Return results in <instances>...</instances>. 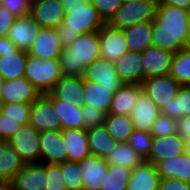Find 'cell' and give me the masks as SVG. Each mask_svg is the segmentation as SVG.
I'll use <instances>...</instances> for the list:
<instances>
[{"instance_id": "obj_5", "label": "cell", "mask_w": 190, "mask_h": 190, "mask_svg": "<svg viewBox=\"0 0 190 190\" xmlns=\"http://www.w3.org/2000/svg\"><path fill=\"white\" fill-rule=\"evenodd\" d=\"M156 6L157 0H132L122 4L107 24L123 30L139 23L152 22Z\"/></svg>"}, {"instance_id": "obj_47", "label": "cell", "mask_w": 190, "mask_h": 190, "mask_svg": "<svg viewBox=\"0 0 190 190\" xmlns=\"http://www.w3.org/2000/svg\"><path fill=\"white\" fill-rule=\"evenodd\" d=\"M16 16L0 5V37L8 36L10 28L14 25Z\"/></svg>"}, {"instance_id": "obj_22", "label": "cell", "mask_w": 190, "mask_h": 190, "mask_svg": "<svg viewBox=\"0 0 190 190\" xmlns=\"http://www.w3.org/2000/svg\"><path fill=\"white\" fill-rule=\"evenodd\" d=\"M52 103L62 129H86L82 113V105L65 99L48 98Z\"/></svg>"}, {"instance_id": "obj_57", "label": "cell", "mask_w": 190, "mask_h": 190, "mask_svg": "<svg viewBox=\"0 0 190 190\" xmlns=\"http://www.w3.org/2000/svg\"><path fill=\"white\" fill-rule=\"evenodd\" d=\"M132 0H120L121 4H126L128 2H131Z\"/></svg>"}, {"instance_id": "obj_37", "label": "cell", "mask_w": 190, "mask_h": 190, "mask_svg": "<svg viewBox=\"0 0 190 190\" xmlns=\"http://www.w3.org/2000/svg\"><path fill=\"white\" fill-rule=\"evenodd\" d=\"M131 170L123 166L108 164L100 190H126Z\"/></svg>"}, {"instance_id": "obj_17", "label": "cell", "mask_w": 190, "mask_h": 190, "mask_svg": "<svg viewBox=\"0 0 190 190\" xmlns=\"http://www.w3.org/2000/svg\"><path fill=\"white\" fill-rule=\"evenodd\" d=\"M83 180V190H100L103 185L108 163L105 159L90 154L78 162Z\"/></svg>"}, {"instance_id": "obj_21", "label": "cell", "mask_w": 190, "mask_h": 190, "mask_svg": "<svg viewBox=\"0 0 190 190\" xmlns=\"http://www.w3.org/2000/svg\"><path fill=\"white\" fill-rule=\"evenodd\" d=\"M83 79L105 87H121L124 84L117 75L115 63L103 58L96 59L86 67Z\"/></svg>"}, {"instance_id": "obj_43", "label": "cell", "mask_w": 190, "mask_h": 190, "mask_svg": "<svg viewBox=\"0 0 190 190\" xmlns=\"http://www.w3.org/2000/svg\"><path fill=\"white\" fill-rule=\"evenodd\" d=\"M47 190H66L60 164H46Z\"/></svg>"}, {"instance_id": "obj_25", "label": "cell", "mask_w": 190, "mask_h": 190, "mask_svg": "<svg viewBox=\"0 0 190 190\" xmlns=\"http://www.w3.org/2000/svg\"><path fill=\"white\" fill-rule=\"evenodd\" d=\"M84 92L83 77H61L52 90L44 94L47 98L65 99L82 105Z\"/></svg>"}, {"instance_id": "obj_19", "label": "cell", "mask_w": 190, "mask_h": 190, "mask_svg": "<svg viewBox=\"0 0 190 190\" xmlns=\"http://www.w3.org/2000/svg\"><path fill=\"white\" fill-rule=\"evenodd\" d=\"M143 52L128 51L115 62L117 75L124 84H142Z\"/></svg>"}, {"instance_id": "obj_18", "label": "cell", "mask_w": 190, "mask_h": 190, "mask_svg": "<svg viewBox=\"0 0 190 190\" xmlns=\"http://www.w3.org/2000/svg\"><path fill=\"white\" fill-rule=\"evenodd\" d=\"M174 53L150 46L143 52L144 80L150 77L165 76L170 72Z\"/></svg>"}, {"instance_id": "obj_41", "label": "cell", "mask_w": 190, "mask_h": 190, "mask_svg": "<svg viewBox=\"0 0 190 190\" xmlns=\"http://www.w3.org/2000/svg\"><path fill=\"white\" fill-rule=\"evenodd\" d=\"M150 133L153 137H165L176 134V119L161 113L153 124Z\"/></svg>"}, {"instance_id": "obj_52", "label": "cell", "mask_w": 190, "mask_h": 190, "mask_svg": "<svg viewBox=\"0 0 190 190\" xmlns=\"http://www.w3.org/2000/svg\"><path fill=\"white\" fill-rule=\"evenodd\" d=\"M60 2L62 4L63 12L66 14L72 8V5L86 4L89 3L90 0H60Z\"/></svg>"}, {"instance_id": "obj_27", "label": "cell", "mask_w": 190, "mask_h": 190, "mask_svg": "<svg viewBox=\"0 0 190 190\" xmlns=\"http://www.w3.org/2000/svg\"><path fill=\"white\" fill-rule=\"evenodd\" d=\"M161 179H178L190 183V155L185 152L156 164Z\"/></svg>"}, {"instance_id": "obj_14", "label": "cell", "mask_w": 190, "mask_h": 190, "mask_svg": "<svg viewBox=\"0 0 190 190\" xmlns=\"http://www.w3.org/2000/svg\"><path fill=\"white\" fill-rule=\"evenodd\" d=\"M40 29L41 27L30 13L18 16L9 30L8 38L16 45V48L28 52Z\"/></svg>"}, {"instance_id": "obj_45", "label": "cell", "mask_w": 190, "mask_h": 190, "mask_svg": "<svg viewBox=\"0 0 190 190\" xmlns=\"http://www.w3.org/2000/svg\"><path fill=\"white\" fill-rule=\"evenodd\" d=\"M32 0H1L0 5L16 17L30 13Z\"/></svg>"}, {"instance_id": "obj_48", "label": "cell", "mask_w": 190, "mask_h": 190, "mask_svg": "<svg viewBox=\"0 0 190 190\" xmlns=\"http://www.w3.org/2000/svg\"><path fill=\"white\" fill-rule=\"evenodd\" d=\"M157 190H190V183L178 179H161Z\"/></svg>"}, {"instance_id": "obj_6", "label": "cell", "mask_w": 190, "mask_h": 190, "mask_svg": "<svg viewBox=\"0 0 190 190\" xmlns=\"http://www.w3.org/2000/svg\"><path fill=\"white\" fill-rule=\"evenodd\" d=\"M25 164H38L41 162L40 132L30 124L22 127L8 139Z\"/></svg>"}, {"instance_id": "obj_56", "label": "cell", "mask_w": 190, "mask_h": 190, "mask_svg": "<svg viewBox=\"0 0 190 190\" xmlns=\"http://www.w3.org/2000/svg\"><path fill=\"white\" fill-rule=\"evenodd\" d=\"M187 16H188V26L190 30V8L187 10Z\"/></svg>"}, {"instance_id": "obj_31", "label": "cell", "mask_w": 190, "mask_h": 190, "mask_svg": "<svg viewBox=\"0 0 190 190\" xmlns=\"http://www.w3.org/2000/svg\"><path fill=\"white\" fill-rule=\"evenodd\" d=\"M87 135L90 153L105 160L118 145L104 125L87 129Z\"/></svg>"}, {"instance_id": "obj_12", "label": "cell", "mask_w": 190, "mask_h": 190, "mask_svg": "<svg viewBox=\"0 0 190 190\" xmlns=\"http://www.w3.org/2000/svg\"><path fill=\"white\" fill-rule=\"evenodd\" d=\"M12 190H47L46 164H26L11 181Z\"/></svg>"}, {"instance_id": "obj_42", "label": "cell", "mask_w": 190, "mask_h": 190, "mask_svg": "<svg viewBox=\"0 0 190 190\" xmlns=\"http://www.w3.org/2000/svg\"><path fill=\"white\" fill-rule=\"evenodd\" d=\"M82 113L86 130L105 123L107 113L96 107L82 105Z\"/></svg>"}, {"instance_id": "obj_7", "label": "cell", "mask_w": 190, "mask_h": 190, "mask_svg": "<svg viewBox=\"0 0 190 190\" xmlns=\"http://www.w3.org/2000/svg\"><path fill=\"white\" fill-rule=\"evenodd\" d=\"M29 124L38 132L62 130L53 103L44 94L31 103Z\"/></svg>"}, {"instance_id": "obj_30", "label": "cell", "mask_w": 190, "mask_h": 190, "mask_svg": "<svg viewBox=\"0 0 190 190\" xmlns=\"http://www.w3.org/2000/svg\"><path fill=\"white\" fill-rule=\"evenodd\" d=\"M26 164L8 141H0V181L11 182Z\"/></svg>"}, {"instance_id": "obj_51", "label": "cell", "mask_w": 190, "mask_h": 190, "mask_svg": "<svg viewBox=\"0 0 190 190\" xmlns=\"http://www.w3.org/2000/svg\"><path fill=\"white\" fill-rule=\"evenodd\" d=\"M16 45L8 38V36L0 37V52L15 51Z\"/></svg>"}, {"instance_id": "obj_2", "label": "cell", "mask_w": 190, "mask_h": 190, "mask_svg": "<svg viewBox=\"0 0 190 190\" xmlns=\"http://www.w3.org/2000/svg\"><path fill=\"white\" fill-rule=\"evenodd\" d=\"M99 58L98 31L80 34L59 56L61 74L63 77H83L86 67Z\"/></svg>"}, {"instance_id": "obj_32", "label": "cell", "mask_w": 190, "mask_h": 190, "mask_svg": "<svg viewBox=\"0 0 190 190\" xmlns=\"http://www.w3.org/2000/svg\"><path fill=\"white\" fill-rule=\"evenodd\" d=\"M129 51L144 52L152 46V22L139 23L123 29Z\"/></svg>"}, {"instance_id": "obj_39", "label": "cell", "mask_w": 190, "mask_h": 190, "mask_svg": "<svg viewBox=\"0 0 190 190\" xmlns=\"http://www.w3.org/2000/svg\"><path fill=\"white\" fill-rule=\"evenodd\" d=\"M31 103H1L0 113L21 125L29 124Z\"/></svg>"}, {"instance_id": "obj_15", "label": "cell", "mask_w": 190, "mask_h": 190, "mask_svg": "<svg viewBox=\"0 0 190 190\" xmlns=\"http://www.w3.org/2000/svg\"><path fill=\"white\" fill-rule=\"evenodd\" d=\"M40 95L26 77L6 80L2 87V103H32Z\"/></svg>"}, {"instance_id": "obj_23", "label": "cell", "mask_w": 190, "mask_h": 190, "mask_svg": "<svg viewBox=\"0 0 190 190\" xmlns=\"http://www.w3.org/2000/svg\"><path fill=\"white\" fill-rule=\"evenodd\" d=\"M120 87H105L101 84L84 80V92L82 105L96 107L108 114L113 94Z\"/></svg>"}, {"instance_id": "obj_28", "label": "cell", "mask_w": 190, "mask_h": 190, "mask_svg": "<svg viewBox=\"0 0 190 190\" xmlns=\"http://www.w3.org/2000/svg\"><path fill=\"white\" fill-rule=\"evenodd\" d=\"M61 133L67 147L69 161L80 162L91 154L86 129H62Z\"/></svg>"}, {"instance_id": "obj_4", "label": "cell", "mask_w": 190, "mask_h": 190, "mask_svg": "<svg viewBox=\"0 0 190 190\" xmlns=\"http://www.w3.org/2000/svg\"><path fill=\"white\" fill-rule=\"evenodd\" d=\"M25 77L41 95L49 93L62 77L59 59L43 60L28 55Z\"/></svg>"}, {"instance_id": "obj_29", "label": "cell", "mask_w": 190, "mask_h": 190, "mask_svg": "<svg viewBox=\"0 0 190 190\" xmlns=\"http://www.w3.org/2000/svg\"><path fill=\"white\" fill-rule=\"evenodd\" d=\"M141 90V84H123L113 94V99L108 113L130 116Z\"/></svg>"}, {"instance_id": "obj_44", "label": "cell", "mask_w": 190, "mask_h": 190, "mask_svg": "<svg viewBox=\"0 0 190 190\" xmlns=\"http://www.w3.org/2000/svg\"><path fill=\"white\" fill-rule=\"evenodd\" d=\"M100 18L107 23L122 5L120 0H90Z\"/></svg>"}, {"instance_id": "obj_10", "label": "cell", "mask_w": 190, "mask_h": 190, "mask_svg": "<svg viewBox=\"0 0 190 190\" xmlns=\"http://www.w3.org/2000/svg\"><path fill=\"white\" fill-rule=\"evenodd\" d=\"M41 164H60L68 160V152L61 131L40 132Z\"/></svg>"}, {"instance_id": "obj_34", "label": "cell", "mask_w": 190, "mask_h": 190, "mask_svg": "<svg viewBox=\"0 0 190 190\" xmlns=\"http://www.w3.org/2000/svg\"><path fill=\"white\" fill-rule=\"evenodd\" d=\"M106 161L108 164L119 165L132 170L136 166L141 165L145 159L128 142H121L118 143Z\"/></svg>"}, {"instance_id": "obj_1", "label": "cell", "mask_w": 190, "mask_h": 190, "mask_svg": "<svg viewBox=\"0 0 190 190\" xmlns=\"http://www.w3.org/2000/svg\"><path fill=\"white\" fill-rule=\"evenodd\" d=\"M152 43L172 53L190 47L187 10L157 5L152 21Z\"/></svg>"}, {"instance_id": "obj_40", "label": "cell", "mask_w": 190, "mask_h": 190, "mask_svg": "<svg viewBox=\"0 0 190 190\" xmlns=\"http://www.w3.org/2000/svg\"><path fill=\"white\" fill-rule=\"evenodd\" d=\"M153 136L146 131L134 130L129 137L128 144L137 151L145 160L152 150Z\"/></svg>"}, {"instance_id": "obj_8", "label": "cell", "mask_w": 190, "mask_h": 190, "mask_svg": "<svg viewBox=\"0 0 190 190\" xmlns=\"http://www.w3.org/2000/svg\"><path fill=\"white\" fill-rule=\"evenodd\" d=\"M142 90L162 110L168 102L177 96L181 85L169 74L150 77L142 81Z\"/></svg>"}, {"instance_id": "obj_26", "label": "cell", "mask_w": 190, "mask_h": 190, "mask_svg": "<svg viewBox=\"0 0 190 190\" xmlns=\"http://www.w3.org/2000/svg\"><path fill=\"white\" fill-rule=\"evenodd\" d=\"M28 52L15 51L0 52V76L6 81L25 77Z\"/></svg>"}, {"instance_id": "obj_49", "label": "cell", "mask_w": 190, "mask_h": 190, "mask_svg": "<svg viewBox=\"0 0 190 190\" xmlns=\"http://www.w3.org/2000/svg\"><path fill=\"white\" fill-rule=\"evenodd\" d=\"M177 133L185 140L190 138V115L176 120Z\"/></svg>"}, {"instance_id": "obj_24", "label": "cell", "mask_w": 190, "mask_h": 190, "mask_svg": "<svg viewBox=\"0 0 190 190\" xmlns=\"http://www.w3.org/2000/svg\"><path fill=\"white\" fill-rule=\"evenodd\" d=\"M160 180L156 165L144 161L131 170L126 190H157Z\"/></svg>"}, {"instance_id": "obj_50", "label": "cell", "mask_w": 190, "mask_h": 190, "mask_svg": "<svg viewBox=\"0 0 190 190\" xmlns=\"http://www.w3.org/2000/svg\"><path fill=\"white\" fill-rule=\"evenodd\" d=\"M157 5H169L188 10L190 8V0H157Z\"/></svg>"}, {"instance_id": "obj_55", "label": "cell", "mask_w": 190, "mask_h": 190, "mask_svg": "<svg viewBox=\"0 0 190 190\" xmlns=\"http://www.w3.org/2000/svg\"><path fill=\"white\" fill-rule=\"evenodd\" d=\"M4 79L0 76V104L2 103V87L4 84Z\"/></svg>"}, {"instance_id": "obj_53", "label": "cell", "mask_w": 190, "mask_h": 190, "mask_svg": "<svg viewBox=\"0 0 190 190\" xmlns=\"http://www.w3.org/2000/svg\"><path fill=\"white\" fill-rule=\"evenodd\" d=\"M0 190H12L11 182L0 181Z\"/></svg>"}, {"instance_id": "obj_36", "label": "cell", "mask_w": 190, "mask_h": 190, "mask_svg": "<svg viewBox=\"0 0 190 190\" xmlns=\"http://www.w3.org/2000/svg\"><path fill=\"white\" fill-rule=\"evenodd\" d=\"M169 75L181 86L190 85V47L174 53Z\"/></svg>"}, {"instance_id": "obj_35", "label": "cell", "mask_w": 190, "mask_h": 190, "mask_svg": "<svg viewBox=\"0 0 190 190\" xmlns=\"http://www.w3.org/2000/svg\"><path fill=\"white\" fill-rule=\"evenodd\" d=\"M161 113L176 120L182 116H189L190 85L181 86L177 96L166 104V106L161 110Z\"/></svg>"}, {"instance_id": "obj_9", "label": "cell", "mask_w": 190, "mask_h": 190, "mask_svg": "<svg viewBox=\"0 0 190 190\" xmlns=\"http://www.w3.org/2000/svg\"><path fill=\"white\" fill-rule=\"evenodd\" d=\"M101 58L115 63L118 58L129 51L124 32L105 23L99 30Z\"/></svg>"}, {"instance_id": "obj_16", "label": "cell", "mask_w": 190, "mask_h": 190, "mask_svg": "<svg viewBox=\"0 0 190 190\" xmlns=\"http://www.w3.org/2000/svg\"><path fill=\"white\" fill-rule=\"evenodd\" d=\"M63 47L56 29L41 28L28 55L41 59H59Z\"/></svg>"}, {"instance_id": "obj_33", "label": "cell", "mask_w": 190, "mask_h": 190, "mask_svg": "<svg viewBox=\"0 0 190 190\" xmlns=\"http://www.w3.org/2000/svg\"><path fill=\"white\" fill-rule=\"evenodd\" d=\"M108 134L118 143L128 142L134 127L129 115H116L108 113L103 124Z\"/></svg>"}, {"instance_id": "obj_20", "label": "cell", "mask_w": 190, "mask_h": 190, "mask_svg": "<svg viewBox=\"0 0 190 190\" xmlns=\"http://www.w3.org/2000/svg\"><path fill=\"white\" fill-rule=\"evenodd\" d=\"M184 139L178 134L165 137H153L152 150L145 160L156 165L158 162L184 153Z\"/></svg>"}, {"instance_id": "obj_11", "label": "cell", "mask_w": 190, "mask_h": 190, "mask_svg": "<svg viewBox=\"0 0 190 190\" xmlns=\"http://www.w3.org/2000/svg\"><path fill=\"white\" fill-rule=\"evenodd\" d=\"M160 114L161 110L145 91L141 90L130 115L134 130L150 133Z\"/></svg>"}, {"instance_id": "obj_46", "label": "cell", "mask_w": 190, "mask_h": 190, "mask_svg": "<svg viewBox=\"0 0 190 190\" xmlns=\"http://www.w3.org/2000/svg\"><path fill=\"white\" fill-rule=\"evenodd\" d=\"M22 125L0 113V140L8 141Z\"/></svg>"}, {"instance_id": "obj_38", "label": "cell", "mask_w": 190, "mask_h": 190, "mask_svg": "<svg viewBox=\"0 0 190 190\" xmlns=\"http://www.w3.org/2000/svg\"><path fill=\"white\" fill-rule=\"evenodd\" d=\"M66 190H83V180L78 162L65 161L60 163Z\"/></svg>"}, {"instance_id": "obj_54", "label": "cell", "mask_w": 190, "mask_h": 190, "mask_svg": "<svg viewBox=\"0 0 190 190\" xmlns=\"http://www.w3.org/2000/svg\"><path fill=\"white\" fill-rule=\"evenodd\" d=\"M184 147H185L184 152L187 155H190V138L184 140Z\"/></svg>"}, {"instance_id": "obj_13", "label": "cell", "mask_w": 190, "mask_h": 190, "mask_svg": "<svg viewBox=\"0 0 190 190\" xmlns=\"http://www.w3.org/2000/svg\"><path fill=\"white\" fill-rule=\"evenodd\" d=\"M30 14L41 28L56 29L65 13L60 0H32Z\"/></svg>"}, {"instance_id": "obj_3", "label": "cell", "mask_w": 190, "mask_h": 190, "mask_svg": "<svg viewBox=\"0 0 190 190\" xmlns=\"http://www.w3.org/2000/svg\"><path fill=\"white\" fill-rule=\"evenodd\" d=\"M104 21L91 2L72 5L64 20L56 28L64 48L69 47L80 34L98 31Z\"/></svg>"}]
</instances>
